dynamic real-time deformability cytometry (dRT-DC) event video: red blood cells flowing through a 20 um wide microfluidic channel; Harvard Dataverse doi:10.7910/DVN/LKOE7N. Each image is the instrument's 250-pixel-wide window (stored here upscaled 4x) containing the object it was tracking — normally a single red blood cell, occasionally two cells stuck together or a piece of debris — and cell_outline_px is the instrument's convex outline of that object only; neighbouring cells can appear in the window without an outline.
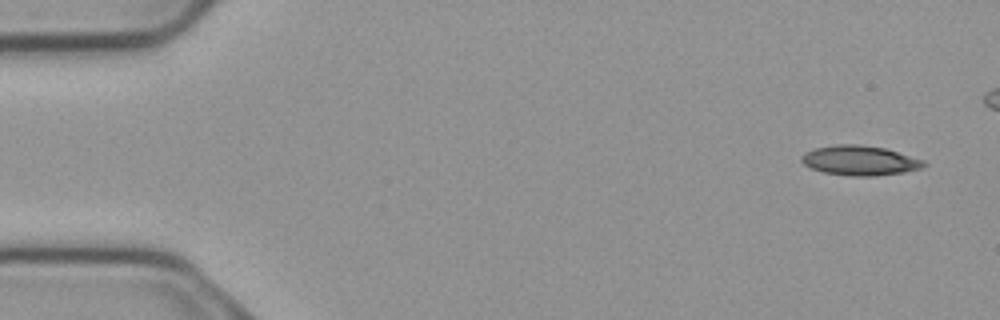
{"species": "common noctule bat (a hibernating species)", "species_latin": "Nyctalus noctula", "temperature_condition": "cold", "stored_images_in_passage": 4, "camera_frame_rate_fps": 3000, "um_per_image_px": 0.085, "animal": {"sex": "male", "body_mass_g": 23.1, "forearm_length_mm": 52.7}, "frame": {"image": 1, "passage_image": 1, "time_ms": 0.0, "image_size_px": [1000, 320], "cell_outline_px": [[928, 164], [924, 168], [904, 172], [876, 176], [848, 176], [824, 172], [812, 168], [804, 164], [800, 160], [800, 156], [804, 152], [816, 148], [840, 144], [856, 144], [884, 148], [924, 160]], "centroid_in_image_um": [73.1, 13.65], "position_along_channel_um": 11.9, "area_um2": 21.21}}
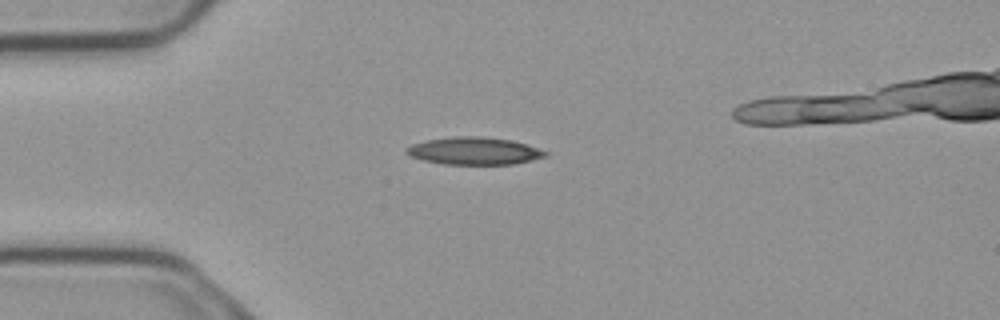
{"frame": {"image": 2, "passage_image": 2, "time_ms": 0.333, "image_size_px": [1000, 320], "cell_outline_px": [[548, 156], [512, 164], [444, 164], [424, 160], [408, 156], [404, 152], [404, 148], [412, 144], [424, 140], [452, 136], [480, 136], [512, 140], [548, 152]], "centroid_in_image_um": [40.23, 12.82], "position_along_channel_um": 44.8, "area_um2": 22.25}}
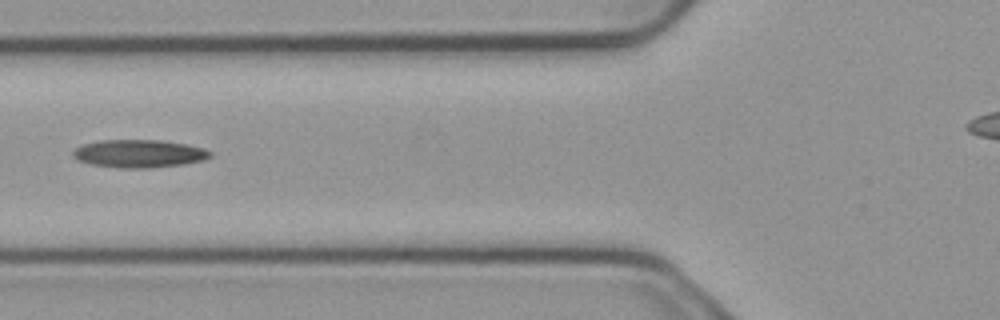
{"frame": {"image": 3, "passage_image": 4, "time_ms": 1.0, "image_size_px": [1000, 320], "cell_outline_px": [[212, 156], [204, 160], [184, 164], [148, 168], [120, 168], [92, 164], [76, 160], [72, 156], [72, 152], [76, 148], [84, 144], [100, 140], [164, 140], [188, 144], [204, 148], [212, 152]], "centroid_in_image_um": [11.85, 13.05], "position_along_channel_um": 114.0, "area_um2": 22.48}}